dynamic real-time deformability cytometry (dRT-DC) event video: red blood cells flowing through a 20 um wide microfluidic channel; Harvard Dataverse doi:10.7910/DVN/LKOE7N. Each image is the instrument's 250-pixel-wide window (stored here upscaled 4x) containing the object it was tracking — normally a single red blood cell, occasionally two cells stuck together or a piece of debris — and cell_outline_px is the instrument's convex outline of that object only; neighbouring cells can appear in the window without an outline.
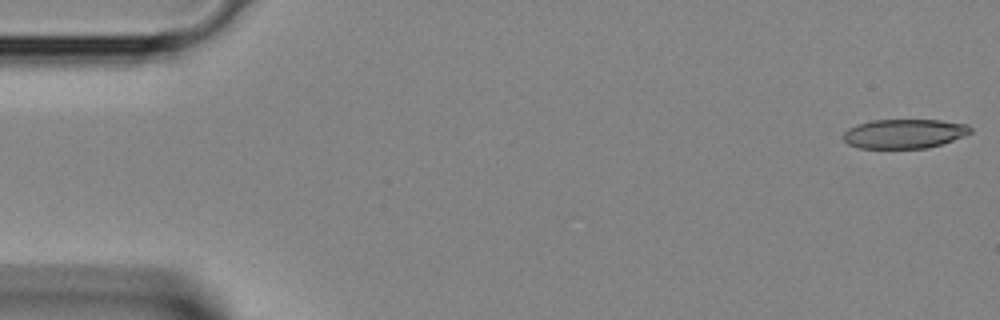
{"species": "Egyptian fruit bat (a non-hibernating species)", "species_latin": "Rousettus aegyptiacus", "temperature_condition": "room temperature", "stored_images_in_passage": 40, "camera_frame_rate_fps": 3000, "um_per_image_px": 0.085, "animal": {"sex": "female"}, "frame": {"image": 1, "passage_image": 1, "time_ms": 0.0, "image_size_px": [1000, 320], "cell_outline_px": [[972, 132], [964, 136], [928, 148], [860, 148], [848, 144], [844, 140], [844, 132], [848, 128], [856, 124], [872, 120], [940, 120], [968, 124], [972, 128]], "centroid_in_image_um": [76.87, 11.35], "position_along_channel_um": 8.1, "area_um2": 21.73}}
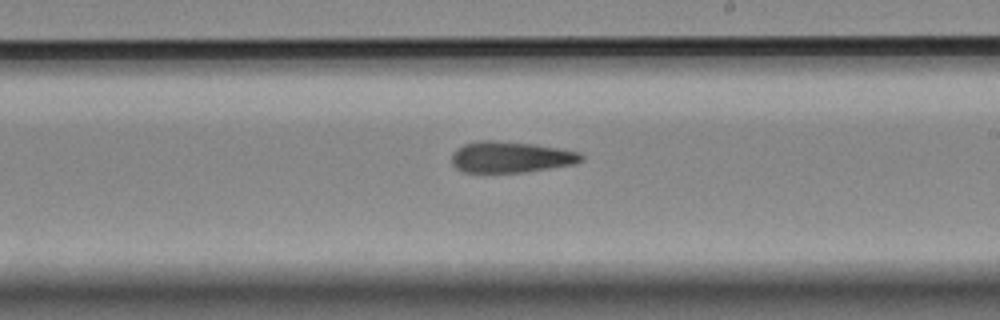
{"frame": {"image": 2, "passage_image": 23, "time_ms": 7.333, "image_size_px": [1000, 320], "cell_outline_px": [[584, 160], [576, 164], [524, 172], [464, 172], [456, 168], [452, 164], [452, 152], [456, 148], [464, 144], [480, 140], [492, 140], [532, 144], [560, 148], [580, 152], [584, 156]], "centroid_in_image_um": [43.43, 13.35], "position_along_channel_um": 245.6, "area_um2": 23.64}}
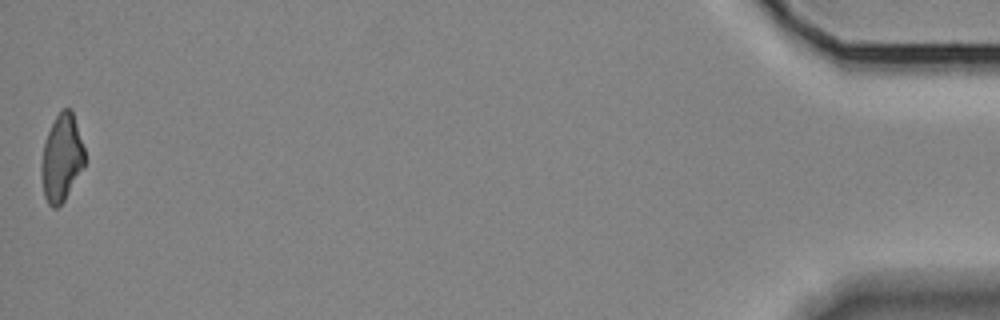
{"frame": {"image": 3, "passage_image": 40, "time_ms": 13.0, "image_size_px": [1000, 320], "cell_outline_px": [[84, 168], [64, 200], [56, 208], [52, 208], [48, 204], [44, 196], [40, 172], [40, 168], [44, 144], [48, 132], [56, 116], [64, 108], [68, 108], [72, 112], [84, 148]], "centroid_in_image_um": [5.22, 13.48], "position_along_channel_um": 430.0, "area_um2": 21.73}}